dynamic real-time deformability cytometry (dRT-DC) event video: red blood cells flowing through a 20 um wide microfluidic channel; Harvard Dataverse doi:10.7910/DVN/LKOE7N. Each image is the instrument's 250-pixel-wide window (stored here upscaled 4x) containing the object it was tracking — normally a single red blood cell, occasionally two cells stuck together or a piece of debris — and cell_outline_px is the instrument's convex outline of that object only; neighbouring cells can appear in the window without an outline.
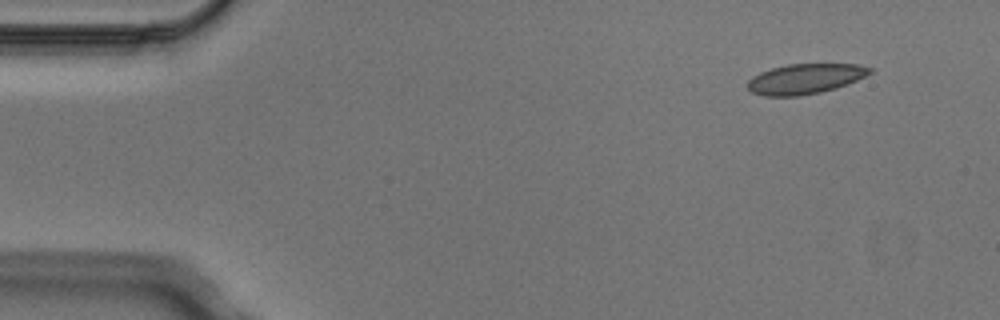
{"species": "Egyptian fruit bat (a non-hibernating species)", "species_latin": "Rousettus aegyptiacus", "temperature_condition": "cold", "stored_images_in_passage": 4, "segment_of_instrument_passage": [1, 2], "camera_frame_rate_fps": 3000, "um_per_image_px": 0.085, "animal": {"sex": "male"}, "frame": {"image": 1, "passage_image": 1, "time_ms": 0.0, "image_size_px": [1000, 320], "cell_outline_px": [[872, 72], [856, 80], [836, 88], [820, 92], [800, 96], [764, 96], [752, 92], [748, 88], [748, 80], [752, 76], [760, 72], [772, 68], [788, 64], [856, 64], [872, 68]], "centroid_in_image_um": [68.41, 6.7], "position_along_channel_um": 16.6, "area_um2": 21.33}}
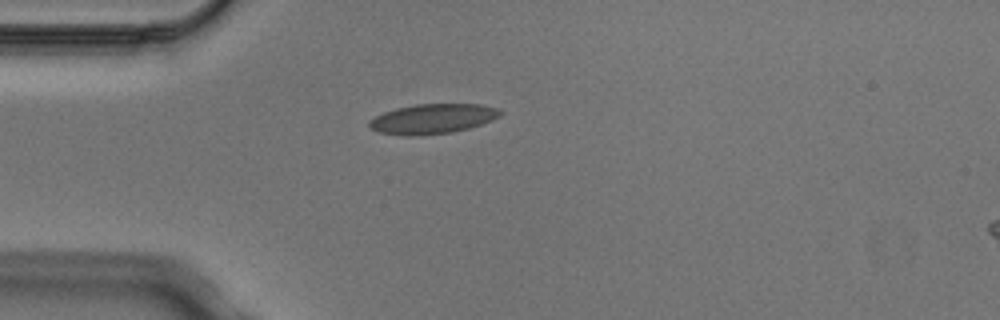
{"frame": {"image": 2, "passage_image": 3, "time_ms": 0.667, "image_size_px": [1000, 320], "cell_outline_px": [[504, 112], [500, 116], [492, 120], [468, 128], [452, 132], [420, 136], [404, 136], [380, 132], [372, 128], [368, 124], [368, 120], [384, 112], [396, 108], [416, 104], [480, 104], [500, 108]], "centroid_in_image_um": [36.79, 10.1], "position_along_channel_um": 48.2, "area_um2": 22.89}}